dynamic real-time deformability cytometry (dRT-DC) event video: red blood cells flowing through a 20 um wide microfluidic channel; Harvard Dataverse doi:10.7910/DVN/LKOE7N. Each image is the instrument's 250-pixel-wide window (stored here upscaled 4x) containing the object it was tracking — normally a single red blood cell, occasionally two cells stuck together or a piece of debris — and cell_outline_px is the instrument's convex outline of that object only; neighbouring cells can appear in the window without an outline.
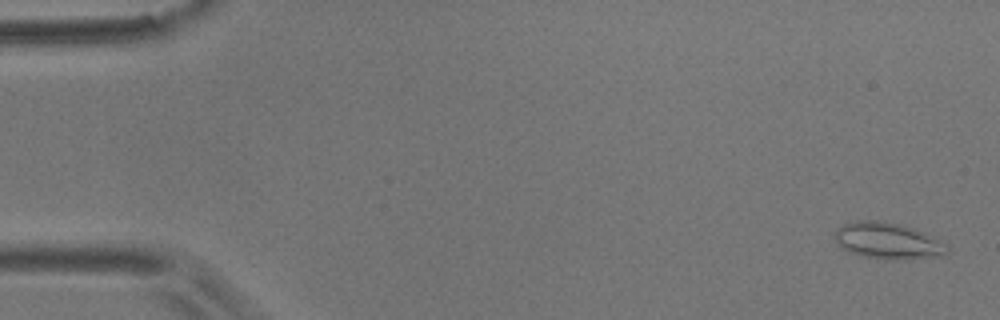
{"species": "common noctule bat (a hibernating species)", "species_latin": "Nyctalus noctula", "temperature_condition": "room temperature", "stored_images_in_passage": 4, "camera_frame_rate_fps": 3000, "um_per_image_px": 0.085, "animal": {"sex": "male", "body_mass_g": 17.9}, "frame": {"image": 1, "passage_image": 1, "time_ms": 0.0, "image_size_px": [1000, 320], "cell_outline_px": [[948, 248], [944, 252], [936, 256], [908, 260], [888, 260], [864, 256], [848, 252], [840, 248], [836, 244], [832, 236], [836, 228], [844, 224], [856, 220], [880, 220], [900, 224], [924, 232]], "centroid_in_image_um": [75.32, 20.47], "position_along_channel_um": 9.7, "area_um2": 23.87}}